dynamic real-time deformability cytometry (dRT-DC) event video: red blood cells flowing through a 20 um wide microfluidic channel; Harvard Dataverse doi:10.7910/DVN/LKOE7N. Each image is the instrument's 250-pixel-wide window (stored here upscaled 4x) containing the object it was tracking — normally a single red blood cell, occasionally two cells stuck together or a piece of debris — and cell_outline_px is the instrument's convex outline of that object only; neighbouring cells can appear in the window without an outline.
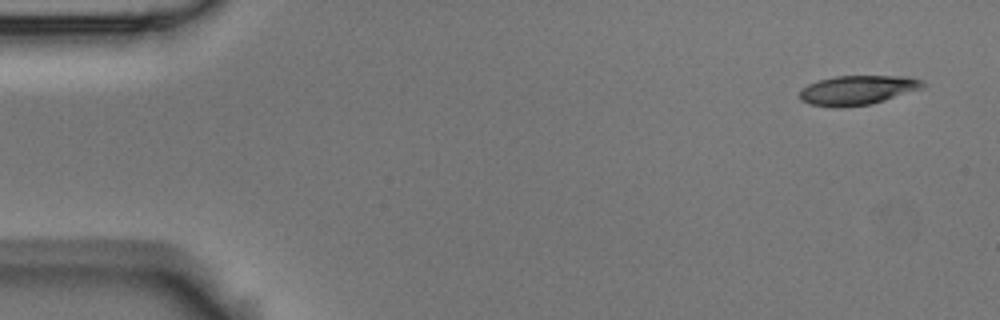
{"species": "Egyptian fruit bat (a non-hibernating species)", "species_latin": "Rousettus aegyptiacus", "temperature_condition": "room temperature", "stored_images_in_passage": 6, "camera_frame_rate_fps": 3000, "um_per_image_px": 0.085, "animal": {"sex": "male"}, "frame": {"image": 1, "passage_image": 1, "time_ms": 0.0, "image_size_px": [1000, 320], "cell_outline_px": [[924, 88], [872, 104], [836, 108], [808, 104], [800, 100], [800, 92], [808, 84], [820, 80], [836, 76], [904, 76], [920, 80], [924, 84]], "centroid_in_image_um": [72.88, 7.67], "position_along_channel_um": 12.1, "area_um2": 21.04}}
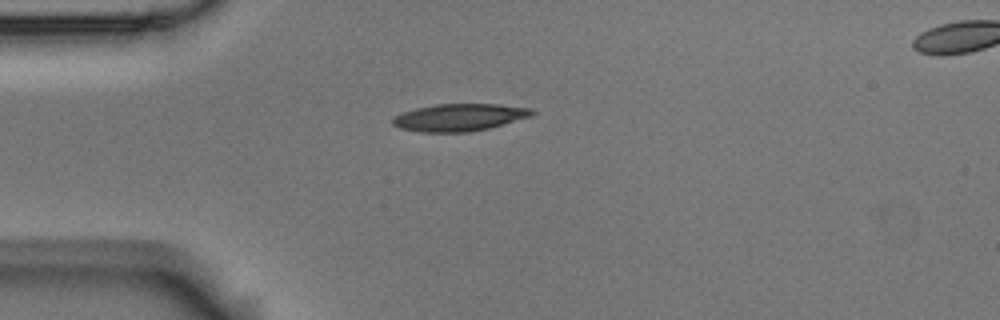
{"frame": {"image": 2, "passage_image": 4, "time_ms": 1.0, "image_size_px": [1000, 320], "cell_outline_px": [[536, 112], [532, 116], [488, 128], [468, 132], [420, 132], [400, 128], [392, 124], [392, 116], [416, 108], [436, 104], [496, 104], [532, 108]], "centroid_in_image_um": [39.04, 9.97], "position_along_channel_um": 46.0, "area_um2": 22.14}}